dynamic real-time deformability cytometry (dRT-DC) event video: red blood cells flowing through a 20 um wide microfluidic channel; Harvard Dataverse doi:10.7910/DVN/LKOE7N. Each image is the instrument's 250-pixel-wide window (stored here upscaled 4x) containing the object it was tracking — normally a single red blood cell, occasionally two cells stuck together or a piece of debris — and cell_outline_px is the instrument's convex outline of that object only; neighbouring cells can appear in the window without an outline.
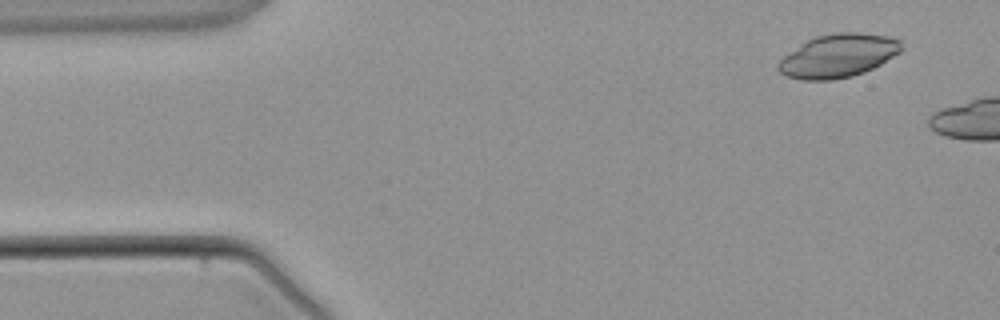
{"species": "common noctule bat (a hibernating species)", "species_latin": "Nyctalus noctula", "temperature_condition": "warm", "stored_images_in_passage": 2, "camera_frame_rate_fps": 3000, "um_per_image_px": 0.085, "animal": {"sex": "male", "body_mass_g": 21.5, "forearm_length_mm": 52.0}, "frame": {"image": 1, "passage_image": 1, "time_ms": 0.0, "image_size_px": [1000, 320], "cell_outline_px": [[904, 48], [900, 52], [880, 64], [864, 72], [852, 76], [832, 80], [804, 80], [788, 76], [780, 72], [776, 68], [776, 64], [784, 56], [808, 40], [816, 36], [836, 32], [856, 32], [888, 36], [900, 40]], "centroid_in_image_um": [71.26, 4.74], "position_along_channel_um": 13.7, "area_um2": 30.92}}